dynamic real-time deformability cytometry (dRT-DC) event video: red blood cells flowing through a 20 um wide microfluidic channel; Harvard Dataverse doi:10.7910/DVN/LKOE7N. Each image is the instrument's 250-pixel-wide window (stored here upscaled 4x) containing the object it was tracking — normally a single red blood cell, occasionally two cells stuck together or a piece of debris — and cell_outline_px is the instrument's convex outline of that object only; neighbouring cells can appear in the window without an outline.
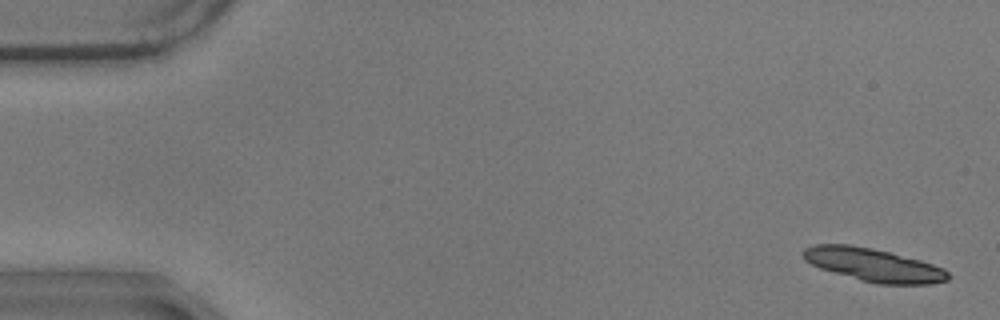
{"species": "common noctule bat (a hibernating species)", "species_latin": "Nyctalus noctula", "temperature_condition": "warm", "stored_images_in_passage": 22, "camera_frame_rate_fps": 3000, "um_per_image_px": 0.085, "animal": {"sex": "male", "body_mass_g": 17.9}, "frame": {"image": 1, "passage_image": 2, "time_ms": 0.333, "image_size_px": [1000, 320], "cell_outline_px": [[952, 276], [948, 280], [932, 284], [876, 284], [860, 280], [820, 268], [804, 260], [800, 252], [804, 248], [816, 244], [848, 244], [872, 248], [892, 252], [920, 260], [944, 268]], "centroid_in_image_um": [74.25, 22.51], "position_along_channel_um": 10.7, "area_um2": 28.21}}